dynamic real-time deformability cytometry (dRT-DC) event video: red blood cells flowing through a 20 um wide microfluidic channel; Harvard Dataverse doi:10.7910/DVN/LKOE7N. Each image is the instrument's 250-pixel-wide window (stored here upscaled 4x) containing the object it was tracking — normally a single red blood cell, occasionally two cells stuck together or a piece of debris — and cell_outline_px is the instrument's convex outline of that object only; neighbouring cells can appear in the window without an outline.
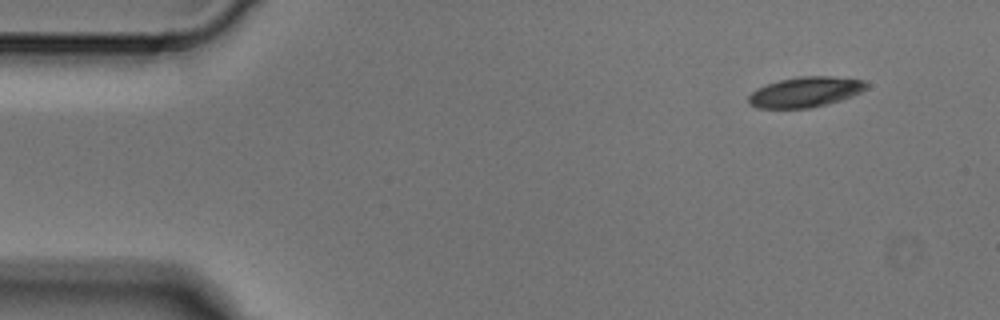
{"species": "Egyptian fruit bat (a non-hibernating species)", "species_latin": "Rousettus aegyptiacus", "temperature_condition": "cold", "stored_images_in_passage": 5, "camera_frame_rate_fps": 3000, "um_per_image_px": 0.085, "animal": {"sex": "male"}, "frame": {"image": 1, "passage_image": 1, "time_ms": 0.0, "image_size_px": [1000, 320], "cell_outline_px": [[868, 88], [852, 96], [840, 100], [808, 108], [756, 108], [748, 104], [748, 96], [756, 88], [780, 80], [800, 76], [832, 76], [864, 80], [868, 84]], "centroid_in_image_um": [68.44, 7.81], "position_along_channel_um": 16.6, "area_um2": 20.75}}
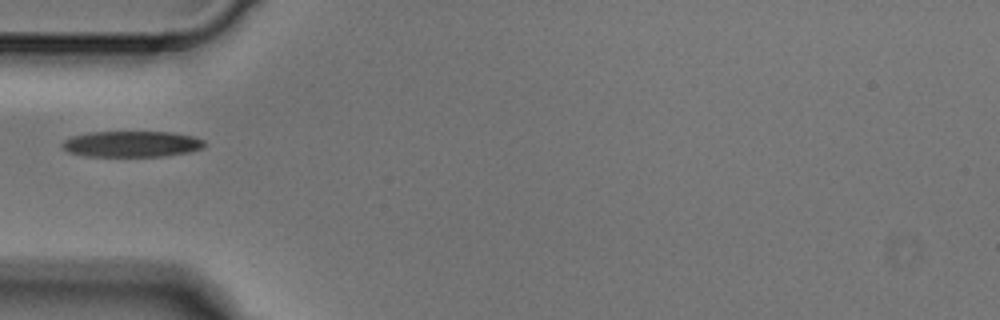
{"frame": {"image": 2, "passage_image": 4, "time_ms": 1.0, "image_size_px": [1000, 320], "cell_outline_px": [[204, 144], [200, 148], [188, 152], [164, 156], [88, 156], [68, 152], [60, 144], [64, 140], [72, 136], [92, 132], [172, 132], [192, 136], [204, 140]], "centroid_in_image_um": [11.17, 12.24], "position_along_channel_um": 73.8, "area_um2": 21.33}}
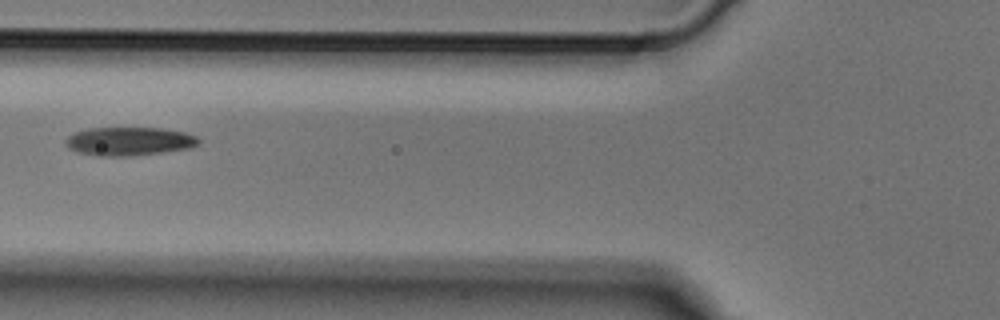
{"frame": {"image": 3, "passage_image": 5, "time_ms": 1.333, "image_size_px": [1000, 320], "cell_outline_px": [[200, 144], [192, 148], [132, 156], [96, 156], [76, 152], [68, 148], [64, 144], [64, 140], [68, 136], [76, 132], [88, 128], [160, 128], [184, 132], [196, 136], [200, 140]], "centroid_in_image_um": [10.96, 12.02], "position_along_channel_um": 114.8, "area_um2": 22.31}}